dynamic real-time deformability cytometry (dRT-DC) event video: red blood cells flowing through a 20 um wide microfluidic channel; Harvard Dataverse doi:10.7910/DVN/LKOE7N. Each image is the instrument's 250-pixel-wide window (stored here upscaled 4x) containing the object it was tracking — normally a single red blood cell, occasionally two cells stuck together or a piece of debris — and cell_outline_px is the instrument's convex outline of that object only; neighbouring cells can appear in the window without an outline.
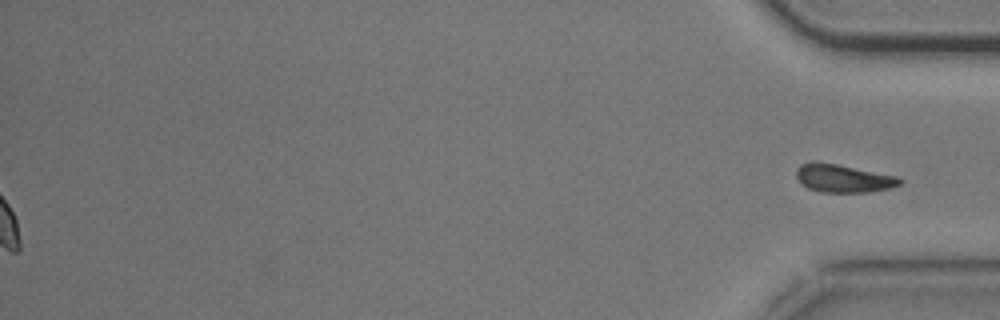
{"species": "common noctule bat (a hibernating species)", "species_latin": "Nyctalus noctula", "temperature_condition": "cold", "stored_images_in_passage": 51, "segment_of_instrument_passage": [2, 2], "camera_frame_rate_fps": 3000, "um_per_image_px": 0.085, "animal": {"sex": "male", "body_mass_g": 20.5, "forearm_length_mm": 52.5}, "frame": {"image": 1, "passage_image": 51, "time_ms": 16.667, "image_size_px": [1000, 320], "cell_outline_px": [[904, 180], [900, 184], [892, 188], [868, 192], [820, 192], [808, 188], [800, 184], [796, 176], [796, 168], [800, 164], [812, 160], [836, 164], [896, 176]], "centroid_in_image_um": [71.63, 15.15], "position_along_channel_um": 363.6, "area_um2": 17.05}}